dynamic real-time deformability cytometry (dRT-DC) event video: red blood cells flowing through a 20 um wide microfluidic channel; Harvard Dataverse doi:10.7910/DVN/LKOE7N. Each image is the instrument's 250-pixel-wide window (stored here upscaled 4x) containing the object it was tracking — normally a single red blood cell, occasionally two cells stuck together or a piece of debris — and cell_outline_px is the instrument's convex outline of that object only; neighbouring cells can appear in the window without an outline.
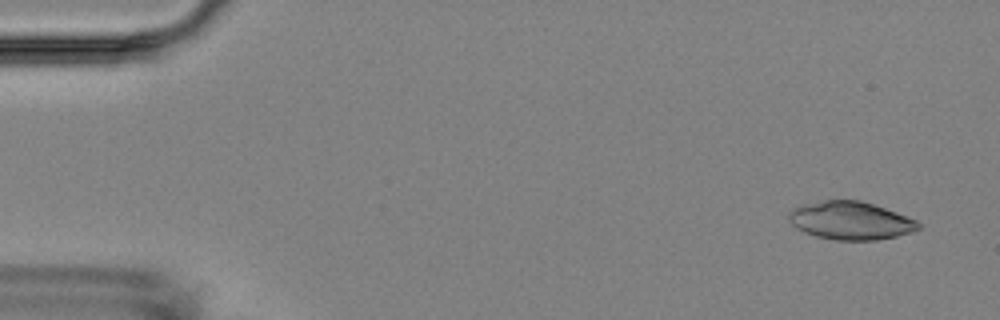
{"species": "Egyptian fruit bat (a non-hibernating species)", "species_latin": "Rousettus aegyptiacus", "temperature_condition": "room temperature", "stored_images_in_passage": 4, "camera_frame_rate_fps": 3000, "um_per_image_px": 0.085, "animal": {"sex": "female"}, "frame": {"image": 1, "passage_image": 1, "time_ms": 0.0, "image_size_px": [1000, 320], "cell_outline_px": [[920, 228], [912, 232], [896, 236], [876, 240], [836, 240], [816, 236], [804, 232], [796, 228], [788, 220], [788, 212], [792, 208], [800, 204], [824, 200], [860, 200], [896, 212], [916, 220], [920, 224]], "centroid_in_image_um": [72.25, 18.74], "position_along_channel_um": 12.8, "area_um2": 28.78}}
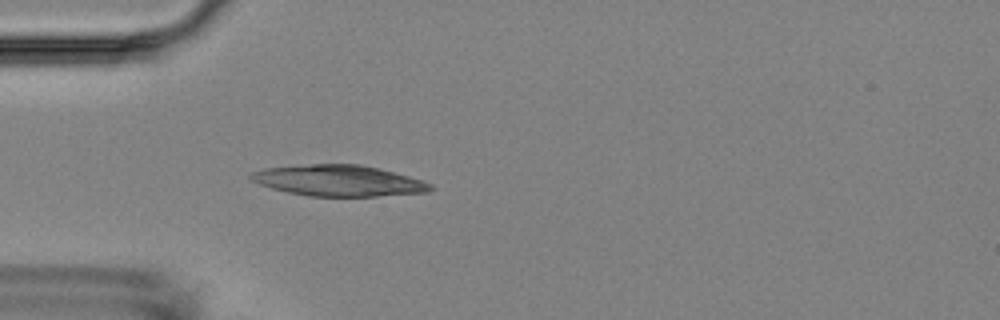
{"frame": {"image": 2, "passage_image": 4, "time_ms": 4.333, "image_size_px": [1000, 320], "cell_outline_px": [[436, 188], [428, 192], [376, 196], [308, 196], [288, 192], [272, 188], [260, 184], [252, 180], [248, 176], [252, 172], [264, 168], [312, 164], [360, 164], [408, 176], [432, 184]], "centroid_in_image_um": [28.78, 15.36], "position_along_channel_um": 56.2, "area_um2": 32.19}}